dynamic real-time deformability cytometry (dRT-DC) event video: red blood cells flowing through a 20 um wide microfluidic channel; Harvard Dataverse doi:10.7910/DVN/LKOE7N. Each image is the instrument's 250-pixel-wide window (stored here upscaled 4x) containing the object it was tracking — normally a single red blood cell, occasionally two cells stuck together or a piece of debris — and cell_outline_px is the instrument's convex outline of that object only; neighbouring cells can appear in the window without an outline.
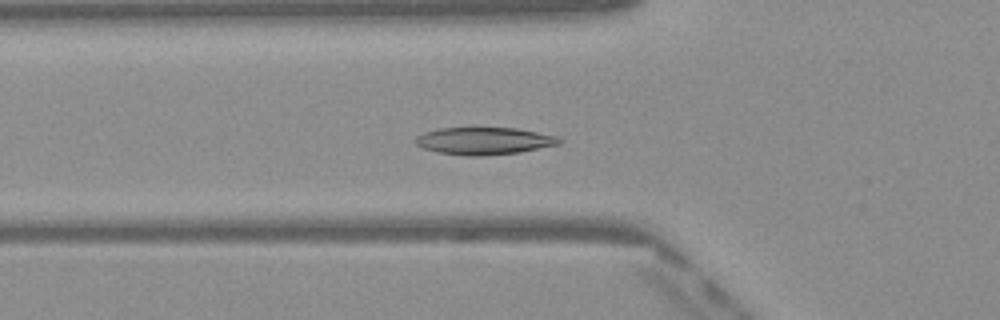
{"species": "Egyptian fruit bat (a non-hibernating species)", "species_latin": "Rousettus aegyptiacus", "temperature_condition": "warm", "stored_images_in_passage": 47, "camera_frame_rate_fps": 3000, "um_per_image_px": 0.085, "frame": {"image": 1, "passage_image": 15, "time_ms": 4.667, "image_size_px": [1000, 320], "cell_outline_px": [[564, 140], [560, 144], [520, 152], [484, 156], [468, 156], [436, 152], [424, 148], [416, 144], [416, 136], [424, 132], [440, 128], [516, 128], [560, 136]], "centroid_in_image_um": [41.2, 11.98], "position_along_channel_um": 84.6, "area_um2": 23.0}}
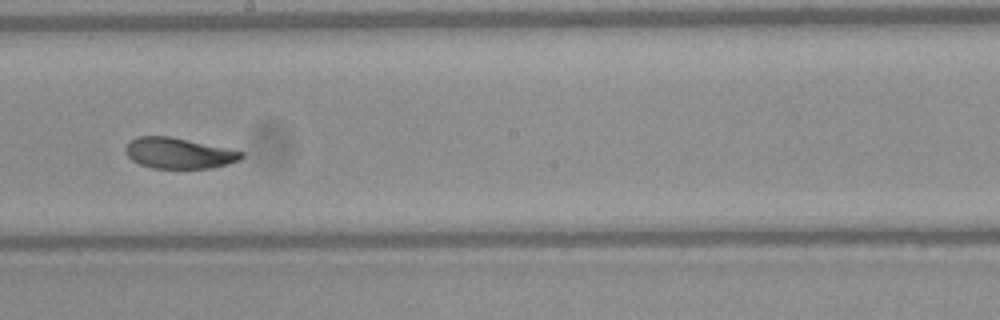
{"frame": {"image": 2, "passage_image": 26, "time_ms": 8.333, "image_size_px": [1000, 320], "cell_outline_px": [[244, 156], [240, 160], [228, 164], [212, 168], [152, 168], [140, 164], [132, 160], [124, 152], [124, 148], [128, 140], [136, 136], [168, 136], [188, 140], [244, 152]], "centroid_in_image_um": [15.15, 13.02], "position_along_channel_um": 233.1, "area_um2": 20.81}}
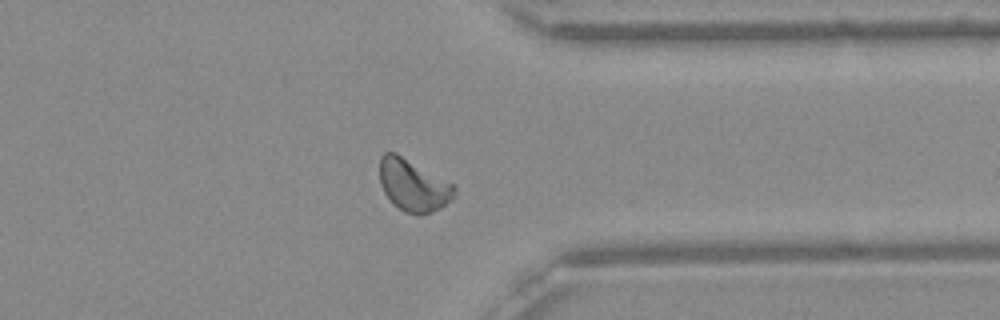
{"frame": {"image": 3, "passage_image": 37, "time_ms": 12.0, "image_size_px": [1000, 320], "cell_outline_px": [[456, 196], [452, 200], [440, 208], [432, 212], [420, 216], [404, 212], [392, 204], [384, 192], [380, 184], [380, 156], [384, 152], [396, 152], [456, 184]], "centroid_in_image_um": [35.16, 15.75], "position_along_channel_um": 376.2, "area_um2": 23.29}, "authors_computed_cell_mechanics": {"area_um2": 21.964, "velocity_mm_per_s": 4.0266, "shape_relaxation_time_tau1_ms": 2.2077, "shape_relaxation_time_tau2_ms": 1.5074, "deformation_change_tau1": 0.1151, "deformation_change_tau2": 0.0485}}